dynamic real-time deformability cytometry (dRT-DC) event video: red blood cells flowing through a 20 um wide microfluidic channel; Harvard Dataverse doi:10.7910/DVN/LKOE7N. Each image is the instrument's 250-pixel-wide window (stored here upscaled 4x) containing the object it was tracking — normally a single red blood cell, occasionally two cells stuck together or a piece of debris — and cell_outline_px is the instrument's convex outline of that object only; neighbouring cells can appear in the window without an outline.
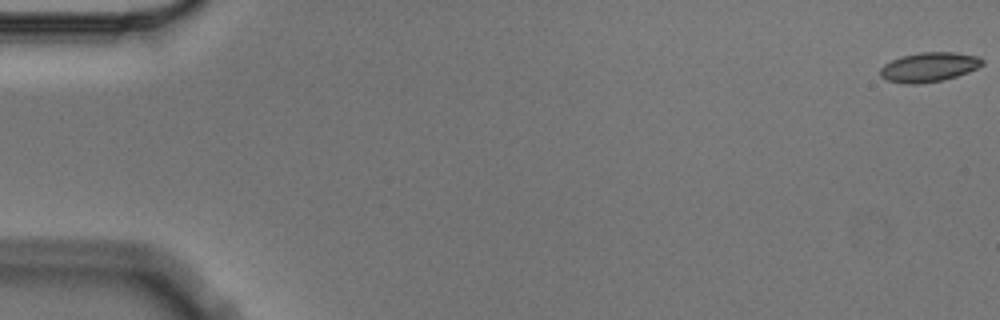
{"species": "Egyptian fruit bat (a non-hibernating species)", "species_latin": "Rousettus aegyptiacus", "temperature_condition": "cold", "stored_images_in_passage": 6, "camera_frame_rate_fps": 3000, "um_per_image_px": 0.085, "animal": {"sex": "male"}, "frame": {"image": 1, "passage_image": 1, "time_ms": 0.0, "image_size_px": [1000, 320], "cell_outline_px": [[984, 64], [968, 72], [944, 80], [920, 84], [904, 84], [888, 80], [880, 76], [880, 68], [884, 64], [900, 56], [920, 52], [956, 52], [980, 56], [984, 60]], "centroid_in_image_um": [78.98, 5.7], "position_along_channel_um": 6.0, "area_um2": 17.74}}
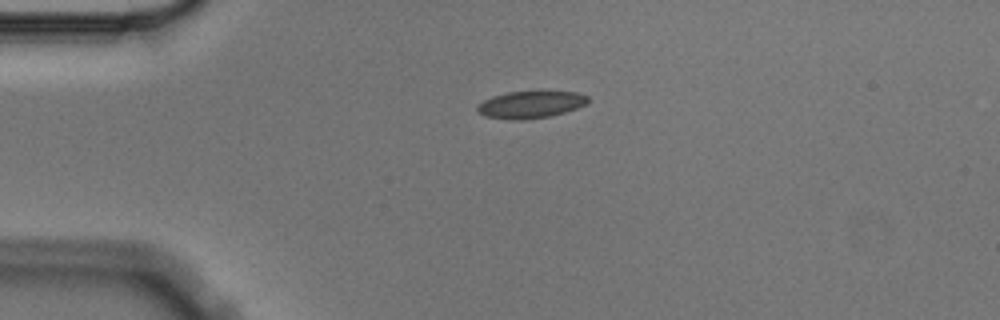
{"frame": {"image": 2, "passage_image": 4, "time_ms": 1.0, "image_size_px": [1000, 320], "cell_outline_px": [[588, 104], [564, 112], [548, 116], [520, 120], [512, 120], [484, 116], [476, 108], [484, 100], [492, 96], [508, 92], [576, 92], [588, 96]], "centroid_in_image_um": [45.1, 8.89], "position_along_channel_um": 39.9, "area_um2": 17.17}}
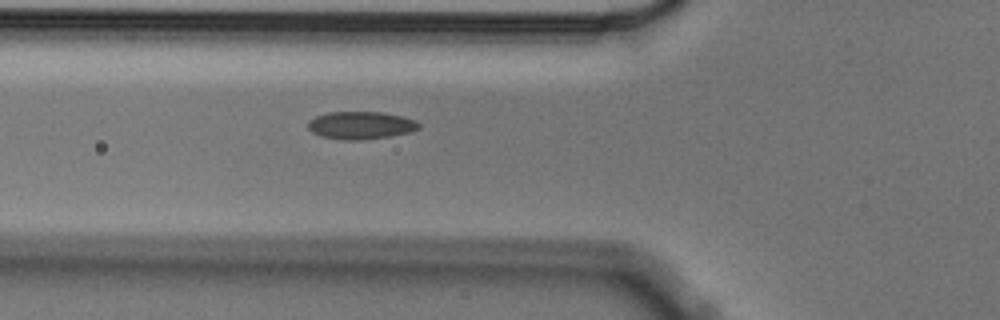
{"frame": {"image": 3, "passage_image": 6, "time_ms": 1.667, "image_size_px": [1000, 320], "cell_outline_px": [[420, 128], [412, 132], [388, 136], [360, 140], [344, 140], [320, 136], [312, 132], [308, 128], [308, 120], [316, 116], [328, 112], [384, 112], [404, 116], [416, 120], [420, 124]], "centroid_in_image_um": [30.69, 10.64], "position_along_channel_um": 95.1, "area_um2": 18.03}}